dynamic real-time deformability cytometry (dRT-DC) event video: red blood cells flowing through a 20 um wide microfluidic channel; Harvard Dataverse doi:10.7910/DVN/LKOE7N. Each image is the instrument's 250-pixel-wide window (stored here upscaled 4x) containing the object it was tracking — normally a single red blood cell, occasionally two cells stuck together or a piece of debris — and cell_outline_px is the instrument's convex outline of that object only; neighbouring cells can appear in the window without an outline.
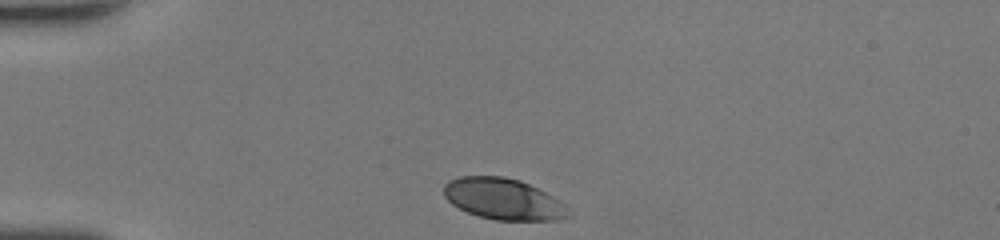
{"species": "human", "species_latin": "Homo sapiens", "temperature_condition": "room temperature", "stored_images_in_passage": 28, "camera_frame_rate_fps": 3000, "um_per_image_px": 0.085, "donor": {"sex": "female"}, "frame": {"image": 1, "passage_image": 1, "time_ms": 0.0, "image_size_px": [1000, 240], "cell_outline_px": [[568, 216], [556, 220], [496, 220], [480, 216], [468, 212], [452, 204], [444, 196], [444, 184], [448, 180], [460, 176], [504, 176], [520, 180], [560, 200], [564, 204]], "centroid_in_image_um": [42.73, 16.9], "position_along_channel_um": 42.3, "area_um2": 29.59}}
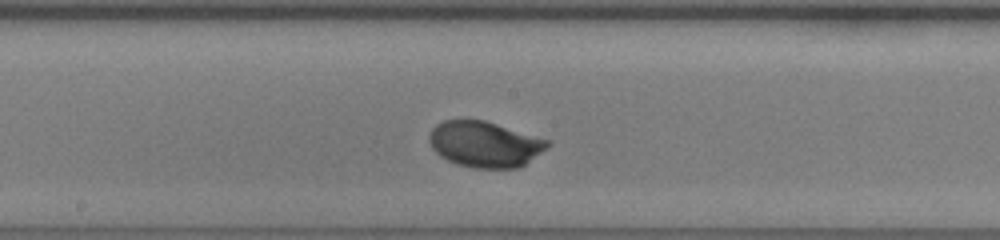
{"frame": {"image": 2, "passage_image": 15, "time_ms": 4.667, "image_size_px": [1000, 240], "cell_outline_px": [[552, 144], [548, 148], [520, 168], [476, 168], [456, 164], [440, 156], [432, 148], [428, 140], [428, 136], [432, 128], [436, 124], [444, 120], [464, 116], [484, 120], [548, 140]], "centroid_in_image_um": [41.17, 12.23], "position_along_channel_um": 207.0, "area_um2": 32.19}}
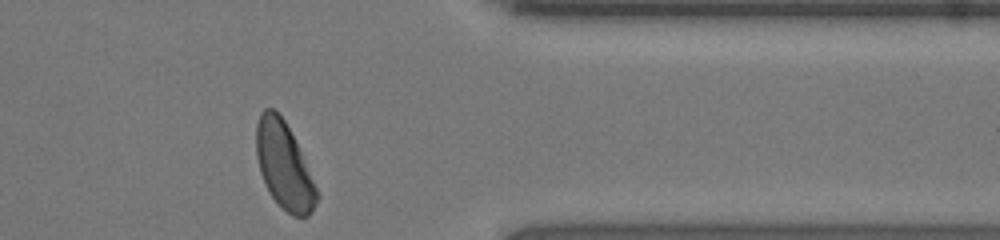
{"frame": {"image": 3, "passage_image": 28, "time_ms": 9.0, "image_size_px": [1000, 240], "cell_outline_px": [[320, 196], [312, 212], [308, 216], [292, 216], [272, 196], [264, 184], [260, 172], [256, 156], [256, 124], [260, 112], [264, 108], [272, 108], [284, 120], [300, 152]], "centroid_in_image_um": [24.12, 14.08], "position_along_channel_um": 387.3, "area_um2": 30.0}, "authors_computed_cell_mechanics": {"area_um2": 30.7496, "velocity_mm_per_s": 4.3987, "shape_relaxation_time_tau1_ms": 1.5982, "shape_relaxation_time_tau2_ms": null, "deformation_change_tau1": 0.1302, "deformation_change_tau2": null}}